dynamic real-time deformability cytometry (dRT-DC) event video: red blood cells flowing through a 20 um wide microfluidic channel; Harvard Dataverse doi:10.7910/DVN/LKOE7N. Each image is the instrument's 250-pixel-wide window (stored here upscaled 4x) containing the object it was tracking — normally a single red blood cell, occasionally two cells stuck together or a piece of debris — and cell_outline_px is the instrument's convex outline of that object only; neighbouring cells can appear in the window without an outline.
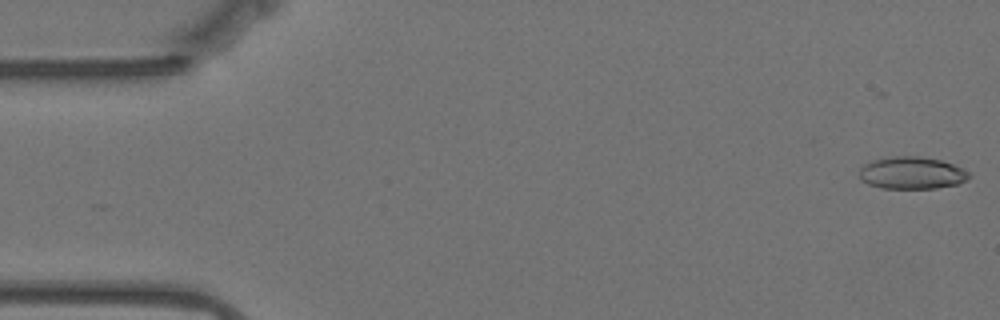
{"species": "Egyptian fruit bat (a non-hibernating species)", "species_latin": "Rousettus aegyptiacus", "temperature_condition": "warm", "stored_images_in_passage": 57, "camera_frame_rate_fps": 3000, "um_per_image_px": 0.085, "animal": {"sex": "female"}, "frame": {"image": 1, "passage_image": 1, "time_ms": 0.0, "image_size_px": [1000, 320], "cell_outline_px": [[972, 176], [968, 180], [956, 184], [936, 188], [880, 188], [868, 184], [860, 180], [860, 168], [868, 160], [888, 156], [920, 156], [940, 160], [964, 168]], "centroid_in_image_um": [77.48, 14.69], "position_along_channel_um": 7.5, "area_um2": 20.92}}
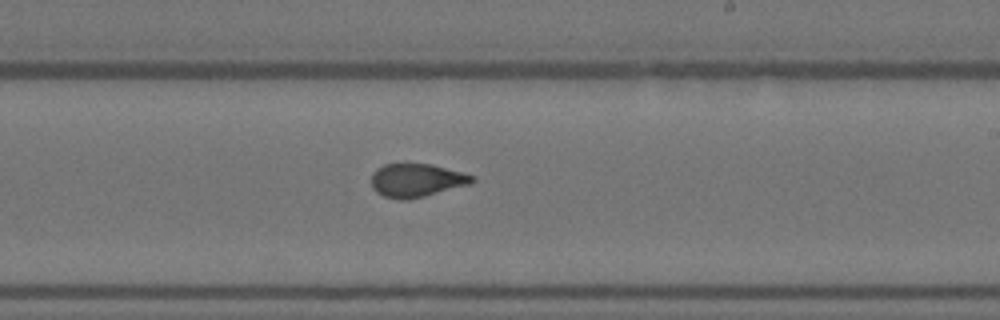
{"frame": {"image": 2, "passage_image": 33, "time_ms": 10.667, "image_size_px": [1000, 320], "cell_outline_px": [[476, 180], [472, 184], [408, 200], [396, 200], [384, 196], [376, 192], [372, 188], [372, 172], [376, 168], [384, 164], [432, 164], [476, 176]], "centroid_in_image_um": [35.41, 15.33], "position_along_channel_um": 253.6, "area_um2": 19.83}}
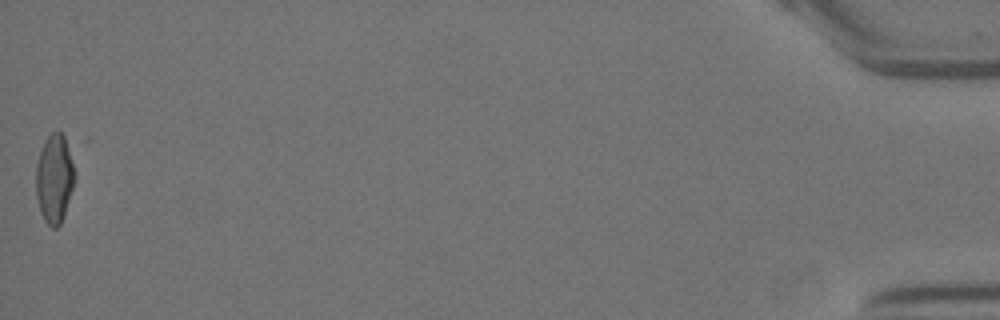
{"frame": {"image": 3, "passage_image": 57, "time_ms": 18.667, "image_size_px": [1000, 320], "cell_outline_px": [[76, 176], [60, 224], [56, 228], [52, 228], [44, 220], [40, 212], [36, 196], [36, 164], [40, 152], [48, 136], [52, 132], [60, 132], [72, 140]], "centroid_in_image_um": [4.67, 15.08], "position_along_channel_um": 430.5, "area_um2": 20.58}, "authors_computed_cell_mechanics": {"area_um2": 20.1722, "velocity_mm_per_s": 3.5036, "shape_relaxation_time_tau1_ms": null, "shape_relaxation_time_tau2_ms": 1.0154, "deformation_change_tau1": null, "deformation_change_tau2": 0.0712}}